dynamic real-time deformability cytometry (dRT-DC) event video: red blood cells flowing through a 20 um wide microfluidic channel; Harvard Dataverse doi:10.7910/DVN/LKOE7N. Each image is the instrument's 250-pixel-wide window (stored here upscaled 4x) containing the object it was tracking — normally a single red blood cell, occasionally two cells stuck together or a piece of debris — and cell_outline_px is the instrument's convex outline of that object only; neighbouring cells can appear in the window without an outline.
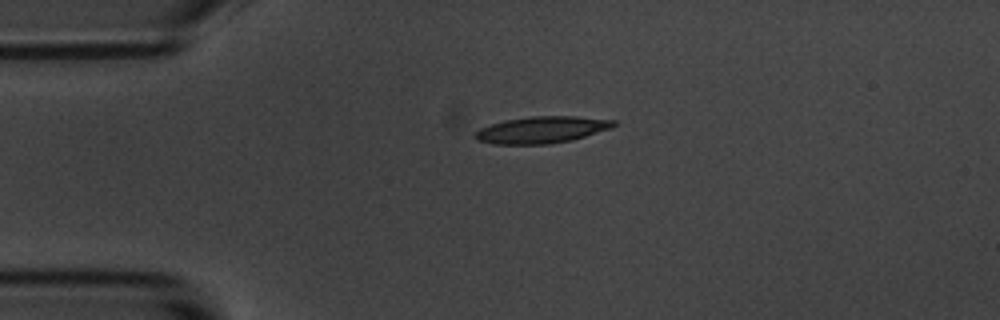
{"species": "common noctule bat (a hibernating species)", "species_latin": "Nyctalus noctula", "temperature_condition": "room temperature", "stored_images_in_passage": 1, "camera_frame_rate_fps": 3000, "um_per_image_px": 0.085, "animal": {"sex": "male", "body_mass_g": 20.1, "forearm_length_mm": 53.5}, "frame": {"image": 1, "passage_image": 1, "time_ms": 0.0, "image_size_px": [1000, 320], "cell_outline_px": [[616, 124], [612, 128], [572, 140], [548, 144], [492, 144], [476, 140], [472, 136], [472, 132], [480, 128], [504, 120], [532, 116], [576, 116], [616, 120]], "centroid_in_image_um": [46.01, 11.03], "position_along_channel_um": 39.0, "area_um2": 21.79}}